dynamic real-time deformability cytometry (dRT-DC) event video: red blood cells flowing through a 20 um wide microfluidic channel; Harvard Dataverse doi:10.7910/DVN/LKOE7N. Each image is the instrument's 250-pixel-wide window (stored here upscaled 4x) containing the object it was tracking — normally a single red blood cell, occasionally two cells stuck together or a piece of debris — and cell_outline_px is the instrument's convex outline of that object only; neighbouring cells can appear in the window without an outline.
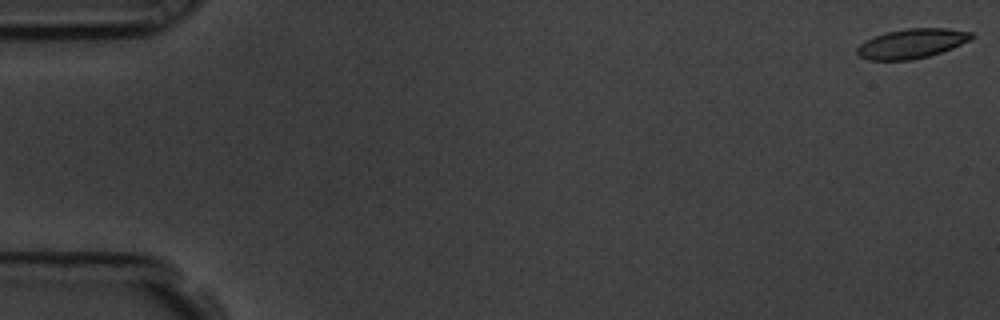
{"species": "common noctule bat (a hibernating species)", "species_latin": "Nyctalus noctula", "temperature_condition": "room temperature", "stored_images_in_passage": 58, "camera_frame_rate_fps": 3000, "um_per_image_px": 0.085, "animal": {"sex": "male", "body_mass_g": 19.5, "forearm_length_mm": 54.6}, "frame": {"image": 1, "passage_image": 1, "time_ms": 0.0, "image_size_px": [1000, 320], "cell_outline_px": [[976, 36], [972, 40], [952, 48], [928, 56], [912, 60], [868, 60], [860, 56], [856, 52], [856, 48], [860, 44], [876, 36], [888, 32], [908, 28], [948, 28], [972, 32]], "centroid_in_image_um": [77.55, 3.7], "position_along_channel_um": 7.4, "area_um2": 19.65}}
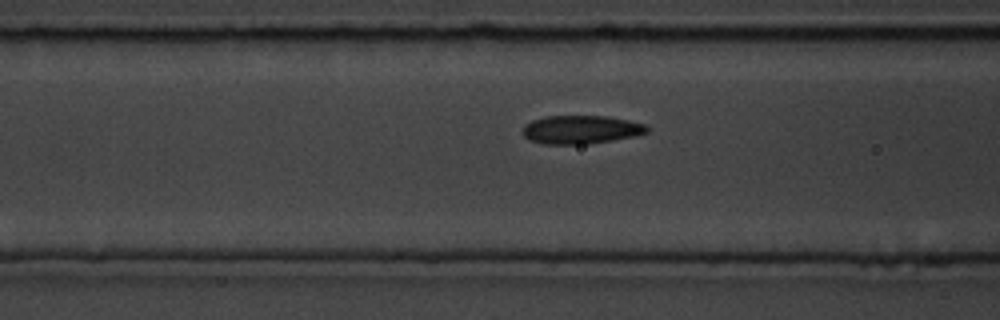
{"frame": {"image": 2, "passage_image": 23, "time_ms": 7.333, "image_size_px": [1000, 320], "cell_outline_px": [[648, 132], [636, 136], [588, 144], [544, 144], [528, 140], [520, 132], [520, 128], [524, 124], [532, 120], [544, 116], [608, 116], [628, 120], [644, 124], [648, 128]], "centroid_in_image_um": [49.31, 11.02], "position_along_channel_um": 117.3, "area_um2": 20.87}}
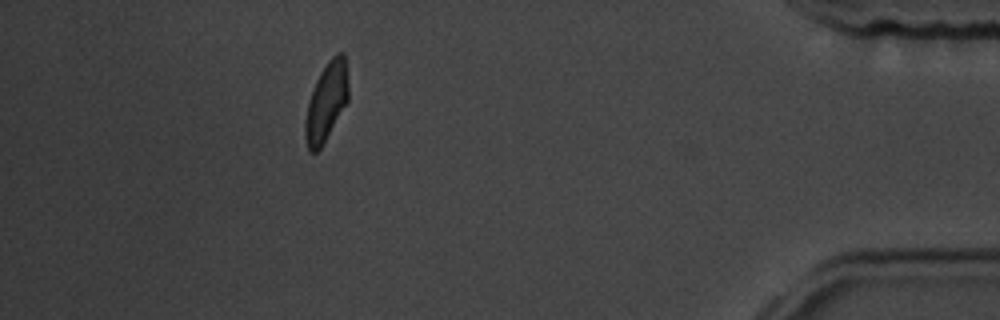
{"frame": {"image": 3, "passage_image": 52, "time_ms": 17.0, "image_size_px": [1000, 320], "cell_outline_px": [[348, 100], [320, 148], [316, 152], [308, 152], [304, 136], [304, 120], [308, 100], [316, 80], [320, 72], [328, 60], [336, 52], [344, 52], [348, 84]], "centroid_in_image_um": [27.71, 8.64], "position_along_channel_um": 407.5, "area_um2": 19.77}, "authors_computed_cell_mechanics": {"area_um2": 20.3167, "velocity_mm_per_s": 3.5428, "shape_relaxation_time_tau1_ms": 4.0134, "shape_relaxation_time_tau2_ms": 1.7529, "deformation_change_tau1": 0.1197, "deformation_change_tau2": 0.0617}}